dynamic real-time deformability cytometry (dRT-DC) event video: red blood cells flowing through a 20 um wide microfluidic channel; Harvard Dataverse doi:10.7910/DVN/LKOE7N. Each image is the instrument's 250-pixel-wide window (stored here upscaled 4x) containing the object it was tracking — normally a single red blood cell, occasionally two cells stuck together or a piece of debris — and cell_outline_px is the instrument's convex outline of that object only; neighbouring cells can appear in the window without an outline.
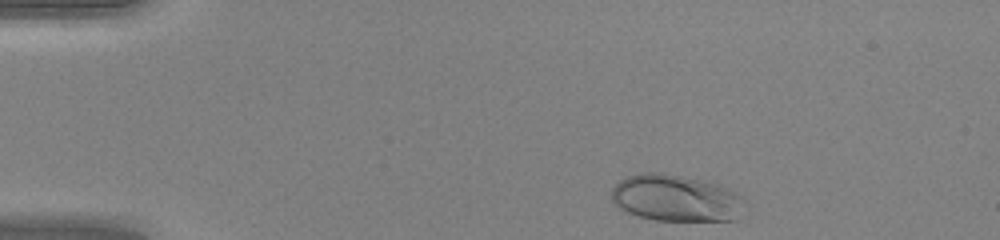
{"species": "human", "species_latin": "Homo sapiens", "temperature_condition": "warm", "stored_images_in_passage": 41, "camera_frame_rate_fps": 3000, "um_per_image_px": 0.085, "donor": {"sex": "female"}, "frame": {"image": 1, "passage_image": 1, "time_ms": 0.0, "image_size_px": [1000, 240], "cell_outline_px": [[748, 200], [736, 220], [656, 220], [640, 216], [628, 212], [620, 208], [612, 200], [612, 188], [620, 180], [628, 176], [640, 172], [660, 172], [684, 176], [720, 184], [736, 192]], "centroid_in_image_um": [57.5, 16.82], "position_along_channel_um": 27.5, "area_um2": 36.47}}
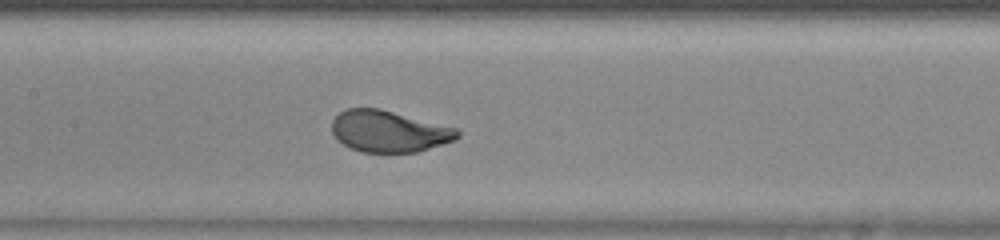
{"frame": {"image": 2, "passage_image": 17, "time_ms": 5.333, "image_size_px": [1000, 240], "cell_outline_px": [[460, 136], [456, 140], [416, 152], [360, 152], [336, 140], [332, 132], [332, 120], [340, 112], [348, 108], [380, 108], [460, 128]], "centroid_in_image_um": [33.09, 11.15], "position_along_channel_um": 174.3, "area_um2": 30.69}}
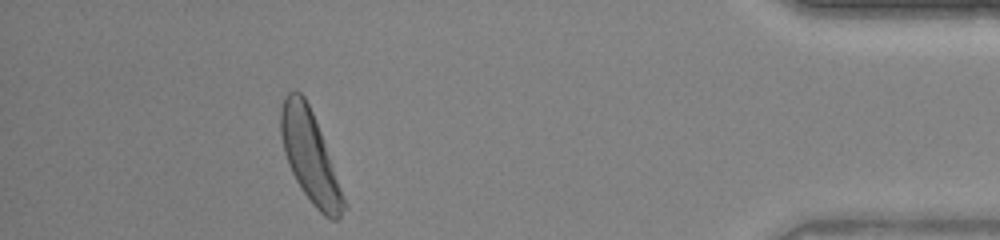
{"frame": {"image": 3, "passage_image": 37, "time_ms": 12.0, "image_size_px": [1000, 240], "cell_outline_px": [[348, 208], [336, 220], [332, 220], [324, 216], [312, 204], [296, 180], [288, 164], [284, 152], [280, 136], [280, 108], [284, 96], [288, 92], [300, 92], [304, 96], [312, 112], [320, 132], [348, 204]], "centroid_in_image_um": [26.35, 13.34], "position_along_channel_um": 408.8, "area_um2": 33.18}, "authors_computed_cell_mechanics": {"area_um2": 31.4432, "velocity_mm_per_s": 4.233, "shape_relaxation_time_tau1_ms": 2.7697, "shape_relaxation_time_tau2_ms": null, "deformation_change_tau1": 0.1623, "deformation_change_tau2": null}}